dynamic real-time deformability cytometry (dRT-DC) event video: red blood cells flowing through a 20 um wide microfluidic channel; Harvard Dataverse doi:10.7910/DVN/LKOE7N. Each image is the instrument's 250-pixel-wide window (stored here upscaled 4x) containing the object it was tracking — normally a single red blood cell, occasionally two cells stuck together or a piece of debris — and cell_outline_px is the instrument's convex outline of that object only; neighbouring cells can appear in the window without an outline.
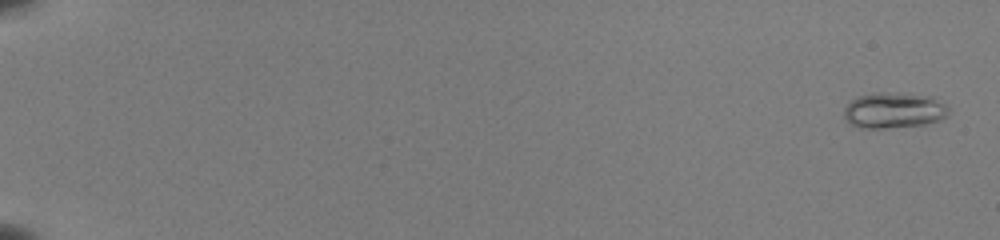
{"species": "common noctule bat (a hibernating species)", "species_latin": "Nyctalus noctula", "temperature_condition": "room temperature", "stored_images_in_passage": 54, "camera_frame_rate_fps": 3000, "um_per_image_px": 0.085, "animal": {"sex": "female", "body_mass_g": 22.0, "forearm_length_mm": 56.7}, "frame": {"image": 1, "passage_image": 2, "time_ms": 0.333, "image_size_px": [1000, 240], "cell_outline_px": [[948, 116], [940, 120], [924, 124], [884, 128], [860, 128], [852, 124], [844, 116], [844, 108], [852, 100], [860, 96], [872, 92], [884, 92], [932, 96], [944, 104], [948, 108]], "centroid_in_image_um": [75.98, 9.37], "position_along_channel_um": 9.0, "area_um2": 21.62}}
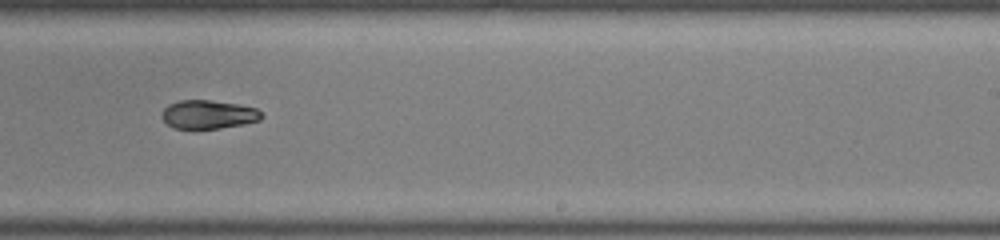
{"frame": {"image": 2, "passage_image": 37, "time_ms": 12.0, "image_size_px": [1000, 240], "cell_outline_px": [[264, 116], [260, 120], [244, 124], [196, 132], [172, 128], [160, 116], [160, 112], [168, 104], [180, 100], [208, 100], [236, 104], [256, 108]], "centroid_in_image_um": [17.64, 9.78], "position_along_channel_um": 271.4, "area_um2": 17.28}}
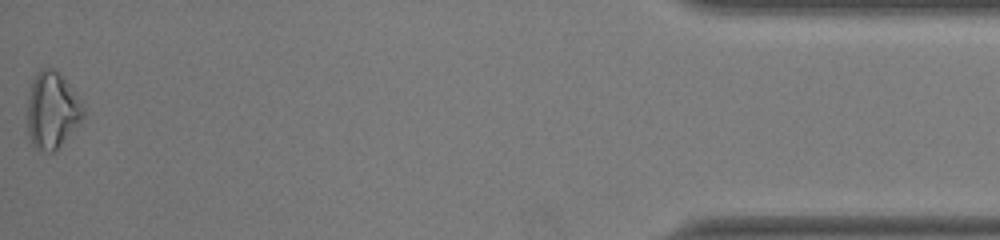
{"frame": {"image": 3, "passage_image": 54, "time_ms": 17.667, "image_size_px": [1000, 240], "cell_outline_px": [[84, 116], [56, 148], [52, 152], [48, 152], [36, 148], [32, 144], [28, 136], [28, 100], [32, 80], [36, 72], [40, 68], [52, 68], [84, 100]], "centroid_in_image_um": [4.42, 9.34], "position_along_channel_um": 430.8, "area_um2": 24.57}, "authors_computed_cell_mechanics": {"area_um2": 18.0914, "velocity_mm_per_s": 4.0294, "shape_relaxation_time_tau1_ms": null, "shape_relaxation_time_tau2_ms": 5.4369, "deformation_change_tau1": null, "deformation_change_tau2": 0.088}}